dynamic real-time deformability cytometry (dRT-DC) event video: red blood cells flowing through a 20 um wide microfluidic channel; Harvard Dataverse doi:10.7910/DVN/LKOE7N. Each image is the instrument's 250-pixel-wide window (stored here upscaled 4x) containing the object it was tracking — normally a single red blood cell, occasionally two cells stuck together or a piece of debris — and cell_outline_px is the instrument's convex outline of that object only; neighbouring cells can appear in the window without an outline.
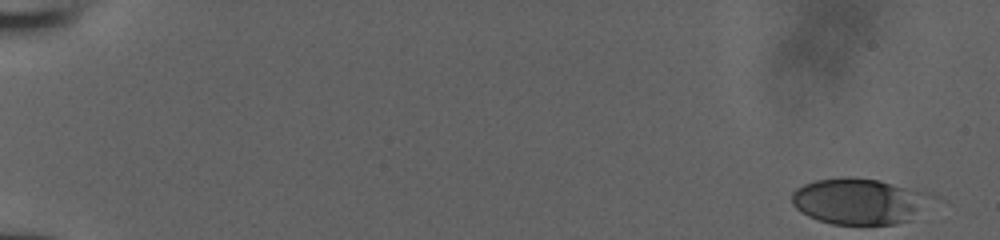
{"species": "human", "species_latin": "Homo sapiens", "temperature_condition": "room temperature", "stored_images_in_passage": 51, "camera_frame_rate_fps": 3000, "um_per_image_px": 0.085, "donor": {"sex": "male"}, "frame": {"image": 1, "passage_image": 1, "time_ms": 0.0, "image_size_px": [1000, 240], "cell_outline_px": [[948, 200], [908, 220], [896, 224], [832, 224], [808, 216], [800, 212], [792, 204], [792, 192], [796, 188], [804, 184], [816, 180], [848, 176], [880, 180], [944, 196]], "centroid_in_image_um": [73.27, 17.1], "position_along_channel_um": 11.7, "area_um2": 39.07}}
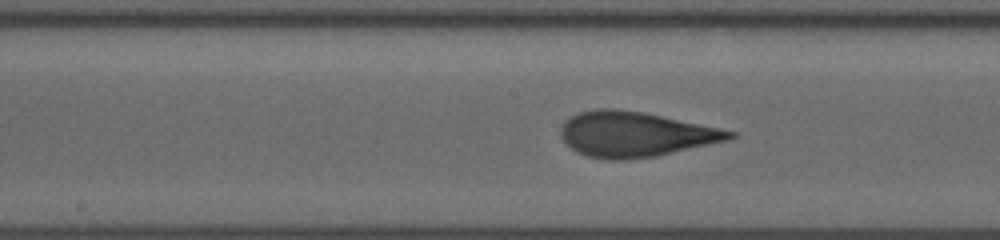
{"frame": {"image": 2, "passage_image": 28, "time_ms": 9.0, "image_size_px": [1000, 240], "cell_outline_px": [[736, 136], [728, 140], [656, 156], [628, 160], [608, 160], [588, 156], [576, 152], [560, 136], [560, 128], [564, 120], [580, 112], [596, 108], [616, 108], [640, 112], [720, 128], [736, 132]], "centroid_in_image_um": [53.95, 11.42], "position_along_channel_um": 194.3, "area_um2": 44.1}}
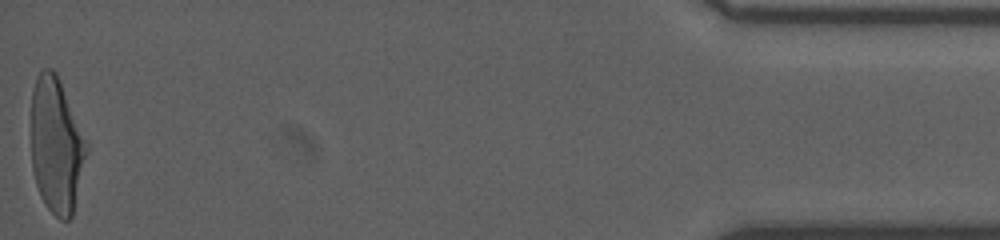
{"frame": {"image": 3, "passage_image": 51, "time_ms": 16.667, "image_size_px": [1000, 240], "cell_outline_px": [[88, 152], [72, 216], [68, 220], [60, 220], [44, 204], [40, 196], [36, 184], [32, 168], [32, 88], [36, 76], [44, 68], [52, 68], [56, 72], [88, 144]], "centroid_in_image_um": [4.79, 12.37], "position_along_channel_um": 430.4, "area_um2": 43.7}}